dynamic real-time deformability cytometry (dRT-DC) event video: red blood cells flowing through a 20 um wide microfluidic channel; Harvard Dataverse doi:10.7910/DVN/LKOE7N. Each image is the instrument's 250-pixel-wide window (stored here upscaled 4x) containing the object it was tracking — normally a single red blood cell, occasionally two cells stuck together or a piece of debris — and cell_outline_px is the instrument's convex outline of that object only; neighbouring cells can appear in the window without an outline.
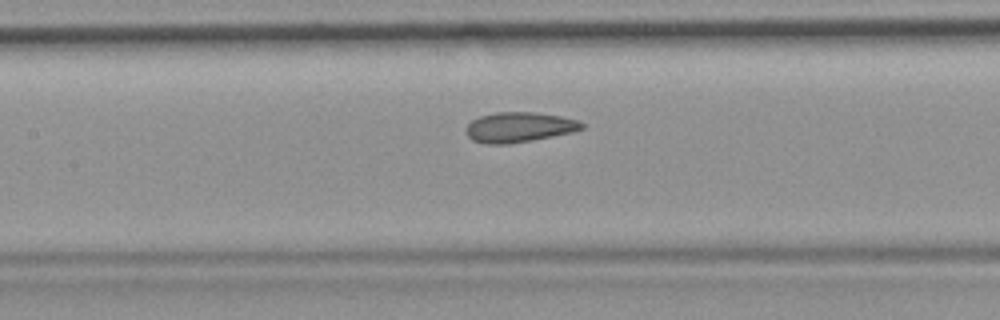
{"species": "common noctule bat (a hibernating species)", "species_latin": "Nyctalus noctula", "temperature_condition": "room temperature", "stored_images_in_passage": 4, "camera_frame_rate_fps": 3000, "um_per_image_px": 0.085, "animal": {"sex": "female", "body_mass_g": 19.9}, "frame": {"image": 1, "passage_image": 4, "time_ms": 4.0, "image_size_px": [1000, 320], "cell_outline_px": [[584, 128], [572, 132], [532, 140], [508, 144], [484, 144], [472, 140], [464, 132], [464, 128], [472, 120], [480, 116], [496, 112], [536, 112], [560, 116], [580, 120], [584, 124]], "centroid_in_image_um": [44.1, 10.81], "position_along_channel_um": 163.3, "area_um2": 20.46}}